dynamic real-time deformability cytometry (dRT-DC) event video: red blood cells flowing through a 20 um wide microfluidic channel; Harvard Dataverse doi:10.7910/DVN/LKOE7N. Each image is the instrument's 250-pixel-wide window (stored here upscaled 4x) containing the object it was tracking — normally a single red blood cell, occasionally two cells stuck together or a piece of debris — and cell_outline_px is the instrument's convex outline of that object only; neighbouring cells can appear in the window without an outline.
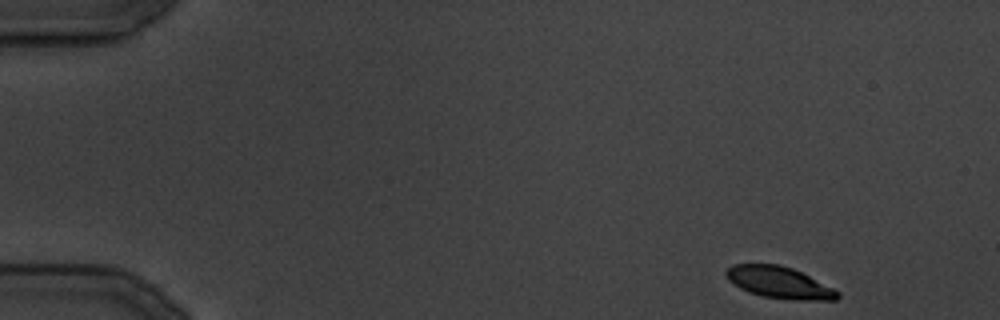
{"species": "common noctule bat (a hibernating species)", "species_latin": "Nyctalus noctula", "temperature_condition": "cold", "stored_images_in_passage": 11, "camera_frame_rate_fps": 3000, "um_per_image_px": 0.085, "animal": {"sex": "male", "body_mass_g": 19.5, "forearm_length_mm": 54.6}, "frame": {"image": 1, "passage_image": 1, "time_ms": 0.0, "image_size_px": [1000, 320], "cell_outline_px": [[840, 296], [836, 300], [796, 300], [764, 296], [748, 292], [740, 288], [728, 280], [724, 272], [732, 264], [780, 264], [792, 268], [840, 292]], "centroid_in_image_um": [66.21, 24.01], "position_along_channel_um": 18.8, "area_um2": 20.35}}
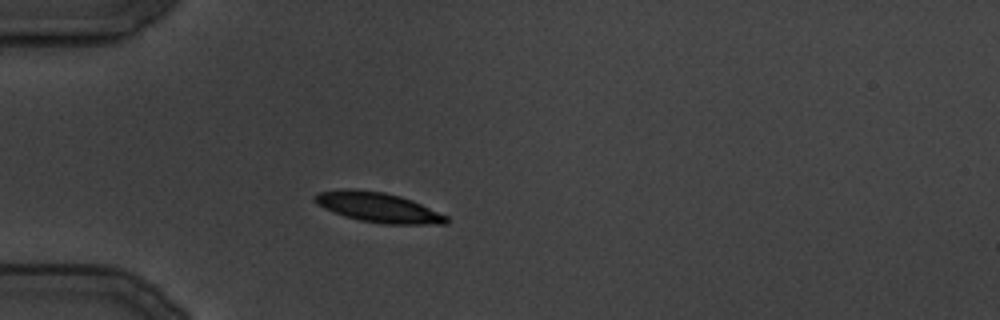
{"frame": {"image": 2, "passage_image": 8, "time_ms": 8.333, "image_size_px": [1000, 320], "cell_outline_px": [[448, 224], [384, 224], [360, 220], [344, 216], [324, 208], [316, 204], [312, 200], [312, 196], [316, 192], [344, 188], [352, 188], [384, 192], [400, 196], [412, 200], [448, 216]], "centroid_in_image_um": [32.09, 17.61], "position_along_channel_um": 52.9, "area_um2": 23.12}}